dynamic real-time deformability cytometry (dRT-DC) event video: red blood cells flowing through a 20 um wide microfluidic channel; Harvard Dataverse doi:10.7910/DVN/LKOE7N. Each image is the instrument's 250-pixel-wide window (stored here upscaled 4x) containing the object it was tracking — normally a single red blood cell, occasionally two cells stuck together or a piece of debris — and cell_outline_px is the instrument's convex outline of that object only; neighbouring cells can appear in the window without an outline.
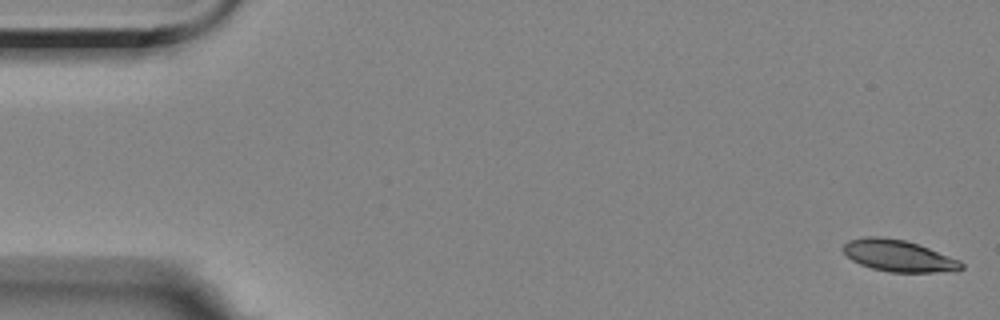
{"species": "Egyptian fruit bat (a non-hibernating species)", "species_latin": "Rousettus aegyptiacus", "temperature_condition": "room temperature", "stored_images_in_passage": 57, "camera_frame_rate_fps": 3000, "um_per_image_px": 0.085, "animal": {"sex": "female"}, "frame": {"image": 1, "passage_image": 1, "time_ms": 0.0, "image_size_px": [1000, 320], "cell_outline_px": [[964, 268], [956, 272], [888, 272], [872, 268], [860, 264], [852, 260], [840, 248], [848, 240], [864, 236], [880, 236], [904, 240], [928, 248], [960, 260], [964, 264]], "centroid_in_image_um": [76.38, 21.75], "position_along_channel_um": 8.6, "area_um2": 21.91}}
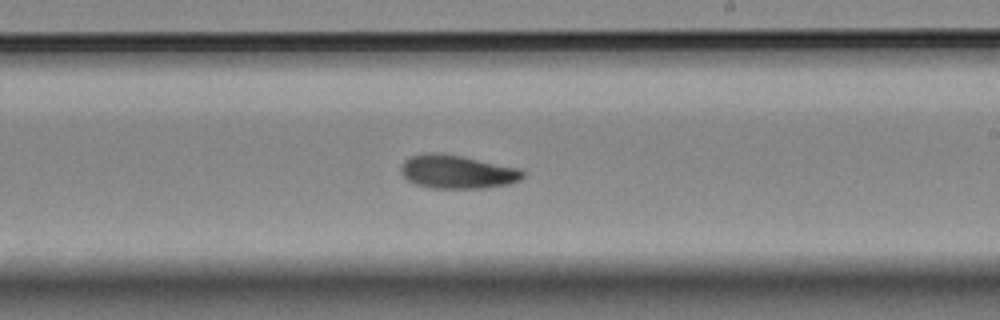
{"frame": {"image": 2, "passage_image": 33, "time_ms": 10.667, "image_size_px": [1000, 320], "cell_outline_px": [[524, 176], [520, 180], [508, 184], [484, 188], [432, 188], [416, 184], [408, 180], [400, 172], [400, 164], [404, 160], [412, 156], [424, 152], [440, 152], [520, 168], [524, 172]], "centroid_in_image_um": [38.83, 14.59], "position_along_channel_um": 250.2, "area_um2": 23.87}}
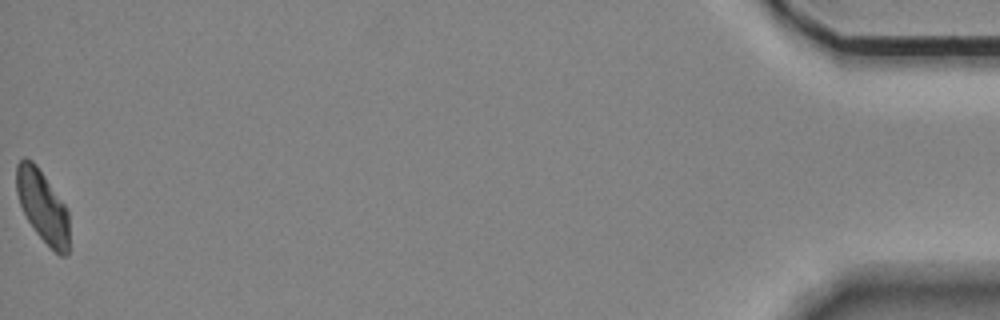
{"frame": {"image": 3, "passage_image": 57, "time_ms": 18.667, "image_size_px": [1000, 320], "cell_outline_px": [[68, 252], [64, 256], [60, 256], [36, 232], [28, 220], [20, 204], [16, 192], [16, 164], [24, 156], [32, 160], [36, 164], [68, 208]], "centroid_in_image_um": [3.61, 17.48], "position_along_channel_um": 431.6, "area_um2": 22.02}, "authors_computed_cell_mechanics": {"area_um2": 23.0044, "velocity_mm_per_s": 3.4827, "shape_relaxation_time_tau1_ms": 4.2363, "shape_relaxation_time_tau2_ms": 6.2692, "deformation_change_tau1": 0.1338, "deformation_change_tau2": 0.1218}}